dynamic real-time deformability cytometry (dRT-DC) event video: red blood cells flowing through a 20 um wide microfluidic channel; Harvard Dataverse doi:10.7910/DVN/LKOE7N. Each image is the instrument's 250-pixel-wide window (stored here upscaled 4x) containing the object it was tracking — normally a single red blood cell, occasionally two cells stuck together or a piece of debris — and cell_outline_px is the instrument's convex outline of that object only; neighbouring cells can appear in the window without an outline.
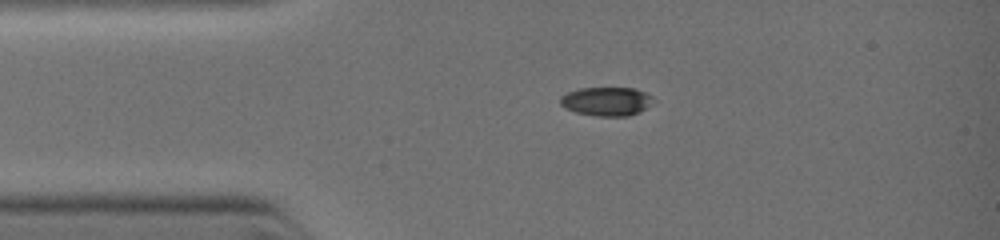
{"species": "common noctule bat (a hibernating species)", "species_latin": "Nyctalus noctula", "temperature_condition": "warm", "stored_images_in_passage": 3, "camera_frame_rate_fps": 3000, "um_per_image_px": 0.085, "animal": {"sex": "female", "body_mass_g": 19.0, "forearm_length_mm": 51.5}, "frame": {"image": 1, "passage_image": 1, "time_ms": 0.0, "image_size_px": [1000, 240], "cell_outline_px": [[652, 104], [640, 112], [628, 116], [596, 116], [576, 112], [564, 108], [560, 104], [560, 96], [568, 92], [580, 88], [636, 88], [652, 96]], "centroid_in_image_um": [51.55, 8.62], "position_along_channel_um": 33.5, "area_um2": 15.66}}